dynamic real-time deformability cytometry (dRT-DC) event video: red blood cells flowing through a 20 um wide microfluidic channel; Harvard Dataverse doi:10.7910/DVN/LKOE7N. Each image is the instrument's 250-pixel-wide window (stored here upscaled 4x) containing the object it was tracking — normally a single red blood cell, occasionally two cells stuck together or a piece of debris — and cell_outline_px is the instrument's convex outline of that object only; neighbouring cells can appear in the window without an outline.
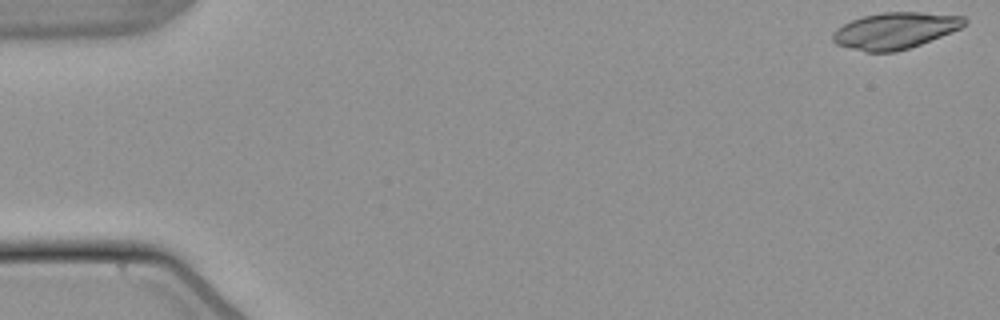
{"species": "common noctule bat (a hibernating species)", "species_latin": "Nyctalus noctula", "temperature_condition": "warm", "stored_images_in_passage": 53, "camera_frame_rate_fps": 3000, "um_per_image_px": 0.085, "animal": {"sex": "male", "body_mass_g": 21.5, "forearm_length_mm": 52.0}, "frame": {"image": 1, "passage_image": 1, "time_ms": 0.0, "image_size_px": [1000, 320], "cell_outline_px": [[968, 24], [960, 28], [920, 44], [896, 52], [864, 52], [836, 44], [832, 40], [832, 32], [836, 28], [852, 20], [864, 16], [884, 12], [920, 12], [964, 16], [968, 20]], "centroid_in_image_um": [76.07, 2.6], "position_along_channel_um": 8.9, "area_um2": 27.86}}
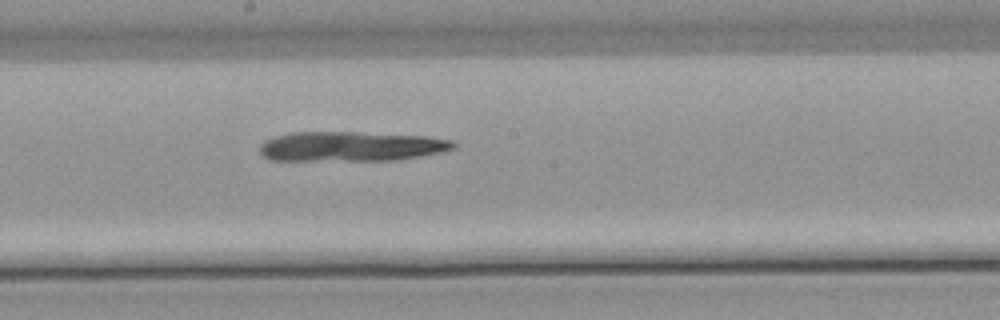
{"frame": {"image": 2, "passage_image": 29, "time_ms": 9.333, "image_size_px": [1000, 320], "cell_outline_px": [[456, 148], [440, 152], [420, 156], [396, 160], [272, 160], [264, 156], [260, 152], [260, 144], [264, 140], [288, 132], [356, 132], [428, 136], [452, 140], [456, 144]], "centroid_in_image_um": [29.84, 12.44], "position_along_channel_um": 218.4, "area_um2": 33.64}}
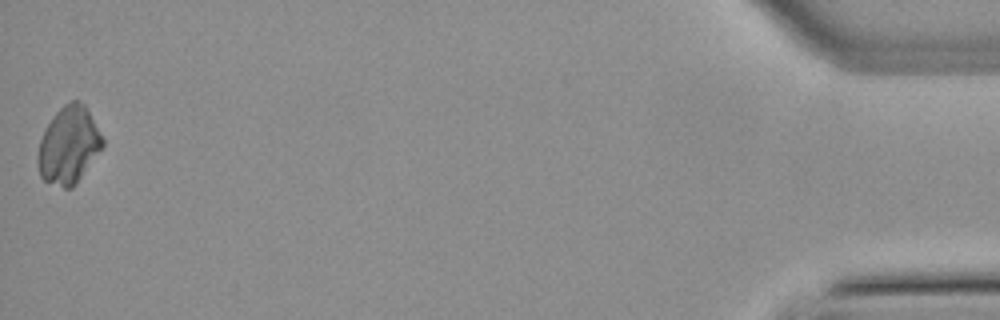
{"frame": {"image": 3, "passage_image": 53, "time_ms": 17.333, "image_size_px": [1000, 320], "cell_outline_px": [[104, 144], [76, 184], [72, 188], [64, 188], [44, 180], [40, 176], [36, 160], [36, 156], [40, 140], [44, 128], [56, 112], [68, 100], [76, 100], [84, 104], [104, 136]], "centroid_in_image_um": [5.82, 12.33], "position_along_channel_um": 429.4, "area_um2": 29.25}}